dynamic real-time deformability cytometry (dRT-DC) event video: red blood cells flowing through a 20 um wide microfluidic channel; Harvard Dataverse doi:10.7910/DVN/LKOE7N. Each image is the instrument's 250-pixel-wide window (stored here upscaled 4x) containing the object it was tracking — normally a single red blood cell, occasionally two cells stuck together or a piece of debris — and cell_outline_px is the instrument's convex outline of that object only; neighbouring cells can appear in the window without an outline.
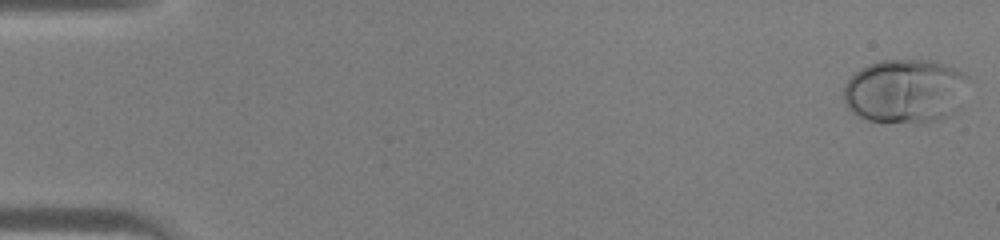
{"species": "human", "species_latin": "Homo sapiens", "temperature_condition": "warm", "stored_images_in_passage": 45, "camera_frame_rate_fps": 3000, "um_per_image_px": 0.085, "donor": {"sex": "male"}, "frame": {"image": 1, "passage_image": 1, "time_ms": 0.0, "image_size_px": [1000, 240], "cell_outline_px": [[968, 76], [952, 112], [948, 116], [940, 120], [920, 124], [916, 124], [868, 120], [852, 112], [848, 108], [844, 100], [844, 84], [860, 68], [868, 64], [880, 60], [932, 60], [956, 68], [964, 72]], "centroid_in_image_um": [76.88, 7.74], "position_along_channel_um": 8.1, "area_um2": 46.3}}
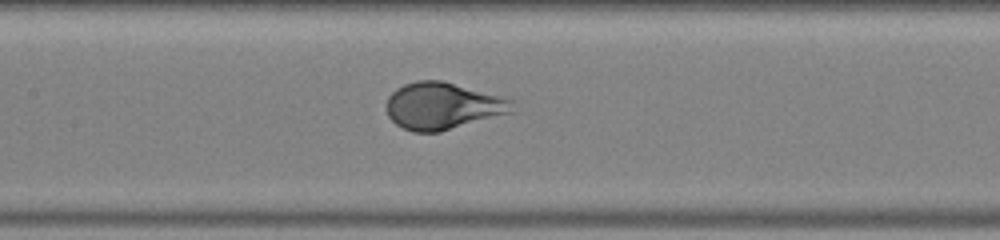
{"frame": {"image": 2, "passage_image": 22, "time_ms": 7.0, "image_size_px": [1000, 240], "cell_outline_px": [[516, 112], [440, 132], [412, 132], [396, 124], [388, 116], [384, 104], [388, 96], [396, 88], [404, 84], [416, 80], [440, 80], [516, 100]], "centroid_in_image_um": [37.67, 9.01], "position_along_channel_um": 169.7, "area_um2": 35.03}}
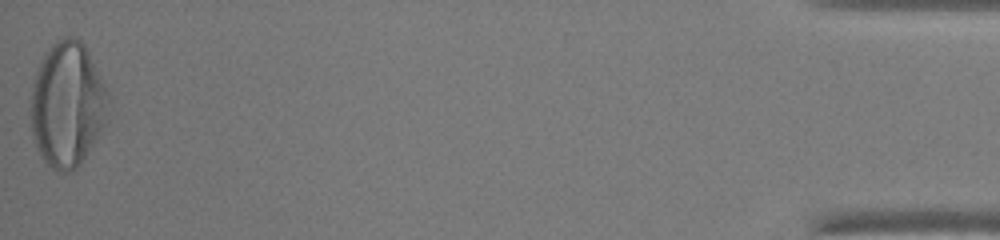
{"frame": {"image": 3, "passage_image": 45, "time_ms": 14.667, "image_size_px": [1000, 240], "cell_outline_px": [[108, 120], [80, 164], [76, 168], [68, 172], [60, 172], [52, 168], [40, 156], [36, 148], [32, 132], [28, 108], [32, 88], [36, 72], [44, 52], [52, 44], [68, 36], [72, 36], [80, 40], [84, 44], [108, 92]], "centroid_in_image_um": [5.7, 8.9], "position_along_channel_um": 429.5, "area_um2": 56.7}}